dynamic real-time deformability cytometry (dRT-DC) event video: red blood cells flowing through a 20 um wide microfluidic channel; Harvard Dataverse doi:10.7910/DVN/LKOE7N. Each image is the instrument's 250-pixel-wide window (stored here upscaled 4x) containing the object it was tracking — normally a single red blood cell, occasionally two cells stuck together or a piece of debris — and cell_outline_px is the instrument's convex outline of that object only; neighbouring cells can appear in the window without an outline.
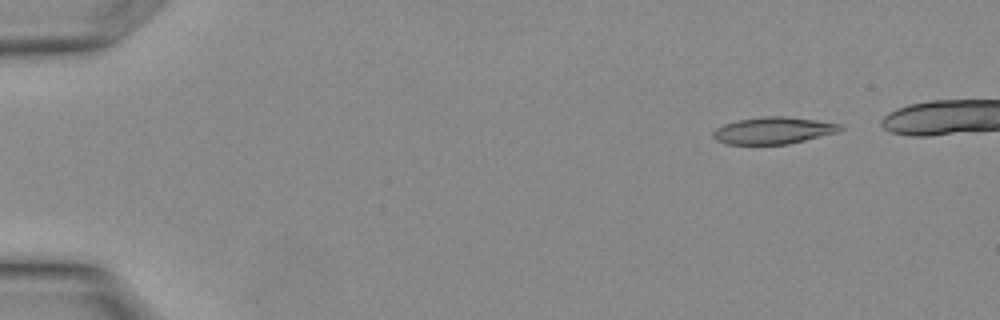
{"species": "Egyptian fruit bat (a non-hibernating species)", "species_latin": "Rousettus aegyptiacus", "temperature_condition": "warm", "stored_images_in_passage": 7, "camera_frame_rate_fps": 3000, "um_per_image_px": 0.085, "animal": {"sex": "female"}, "frame": {"image": 1, "passage_image": 1, "time_ms": 0.0, "image_size_px": [1000, 320], "cell_outline_px": [[844, 128], [836, 132], [788, 144], [728, 144], [716, 140], [712, 136], [712, 132], [716, 128], [724, 124], [740, 120], [764, 116], [784, 116], [816, 120], [844, 124]], "centroid_in_image_um": [65.74, 11.09], "position_along_channel_um": 19.3, "area_um2": 19.77}}